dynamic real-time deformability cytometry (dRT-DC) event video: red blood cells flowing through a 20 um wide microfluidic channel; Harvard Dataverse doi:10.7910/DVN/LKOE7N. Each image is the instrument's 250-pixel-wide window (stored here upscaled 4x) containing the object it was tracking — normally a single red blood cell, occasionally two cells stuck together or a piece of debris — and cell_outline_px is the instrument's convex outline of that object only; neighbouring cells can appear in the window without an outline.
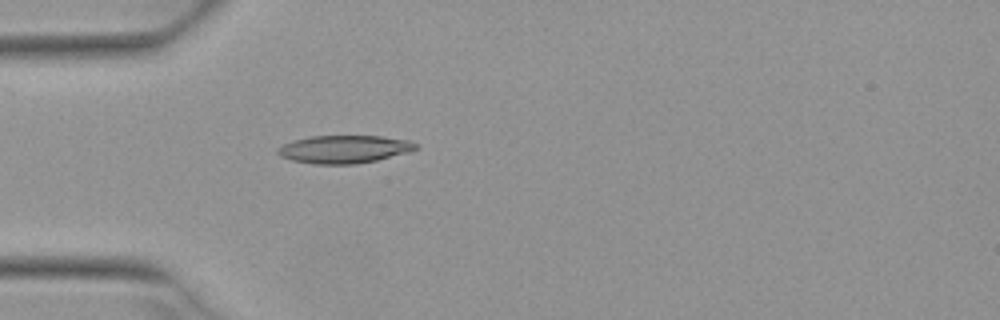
{"species": "Egyptian fruit bat (a non-hibernating species)", "species_latin": "Rousettus aegyptiacus", "temperature_condition": "warm", "stored_images_in_passage": 5, "camera_frame_rate_fps": 3000, "um_per_image_px": 0.085, "animal": {"sex": "female"}, "frame": {"image": 1, "passage_image": 4, "time_ms": 1.0, "image_size_px": [1000, 320], "cell_outline_px": [[416, 148], [408, 152], [376, 160], [356, 164], [312, 164], [292, 160], [280, 156], [276, 152], [276, 148], [292, 140], [312, 136], [380, 136], [408, 140], [416, 144]], "centroid_in_image_um": [29.19, 12.68], "position_along_channel_um": 55.8, "area_um2": 22.31}}